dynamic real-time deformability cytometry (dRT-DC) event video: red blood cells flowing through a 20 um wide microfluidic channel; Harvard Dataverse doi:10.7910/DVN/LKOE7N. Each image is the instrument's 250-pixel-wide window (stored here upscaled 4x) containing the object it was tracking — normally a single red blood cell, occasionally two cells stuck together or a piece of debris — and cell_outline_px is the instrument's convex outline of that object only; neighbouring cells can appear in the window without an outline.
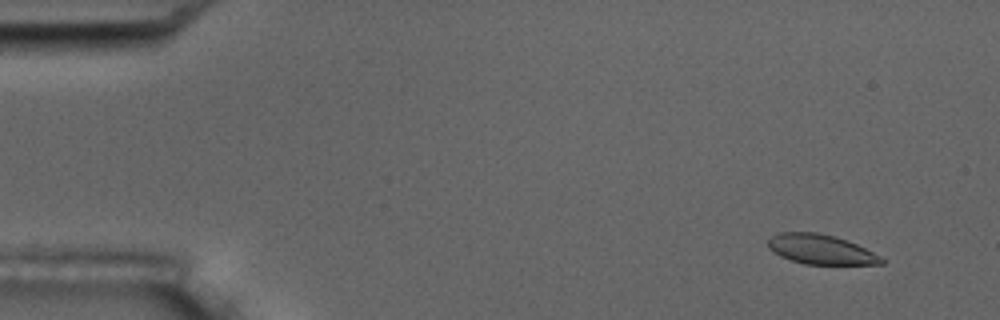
{"species": "common noctule bat (a hibernating species)", "species_latin": "Nyctalus noctula", "temperature_condition": "room temperature", "stored_images_in_passage": 6, "camera_frame_rate_fps": 3000, "um_per_image_px": 0.085, "animal": {"sex": "male", "body_mass_g": 17.5, "forearm_length_mm": 52.3}, "frame": {"image": 1, "passage_image": 2, "time_ms": 1.0, "image_size_px": [1000, 320], "cell_outline_px": [[888, 260], [884, 264], [804, 264], [780, 256], [772, 252], [768, 248], [768, 240], [772, 236], [780, 232], [816, 232], [836, 236], [856, 244]], "centroid_in_image_um": [69.77, 21.2], "position_along_channel_um": 15.2, "area_um2": 19.65}}
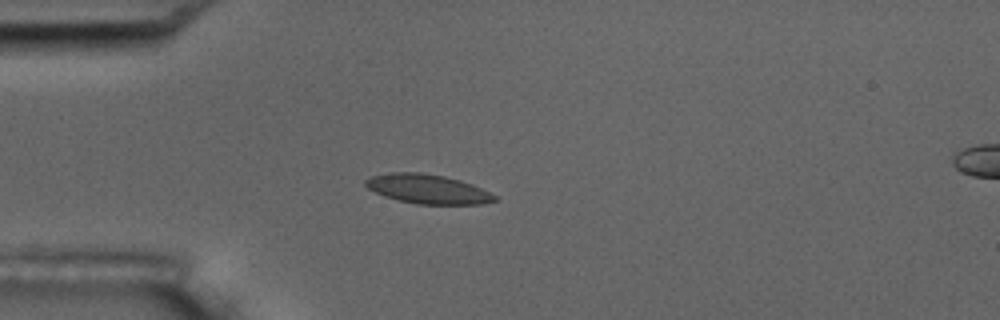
{"frame": {"image": 2, "passage_image": 5, "time_ms": 4.667, "image_size_px": [1000, 320], "cell_outline_px": [[500, 200], [484, 204], [416, 204], [384, 196], [368, 188], [364, 184], [364, 180], [372, 176], [392, 172], [420, 172], [444, 176], [460, 180], [472, 184], [496, 196]], "centroid_in_image_um": [36.37, 16.07], "position_along_channel_um": 48.6, "area_um2": 21.96}}